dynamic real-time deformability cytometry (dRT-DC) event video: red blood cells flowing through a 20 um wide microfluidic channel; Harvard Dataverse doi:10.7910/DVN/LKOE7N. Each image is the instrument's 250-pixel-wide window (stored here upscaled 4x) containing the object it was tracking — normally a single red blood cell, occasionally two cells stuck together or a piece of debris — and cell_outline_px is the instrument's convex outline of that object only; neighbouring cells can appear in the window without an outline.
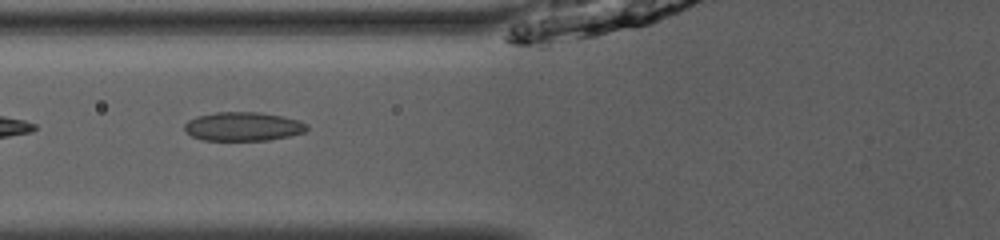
{"species": "common noctule bat (a hibernating species)", "species_latin": "Nyctalus noctula", "temperature_condition": "room temperature", "stored_images_in_passage": 28, "camera_frame_rate_fps": 3000, "um_per_image_px": 0.085, "animal": {"sex": "male", "body_mass_g": 13.0, "forearm_length_mm": 53.1}, "frame": {"image": 1, "passage_image": 9, "time_ms": 2.667, "image_size_px": [1000, 240], "cell_outline_px": [[308, 128], [304, 132], [288, 136], [268, 140], [204, 140], [192, 136], [184, 128], [184, 124], [188, 120], [196, 116], [216, 112], [260, 112], [300, 120], [308, 124]], "centroid_in_image_um": [20.67, 10.74], "position_along_channel_um": 105.1, "area_um2": 20.52}}
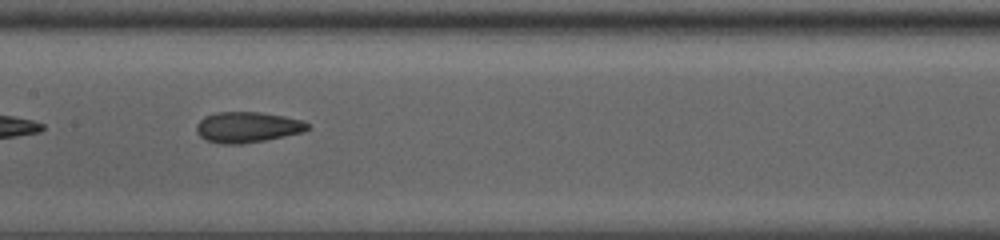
{"frame": {"image": 2, "passage_image": 15, "time_ms": 4.667, "image_size_px": [1000, 240], "cell_outline_px": [[308, 128], [304, 132], [264, 140], [240, 144], [220, 144], [208, 140], [200, 136], [196, 132], [196, 124], [204, 116], [216, 112], [260, 112], [284, 116], [300, 120], [308, 124]], "centroid_in_image_um": [20.99, 10.8], "position_along_channel_um": 186.4, "area_um2": 19.77}}
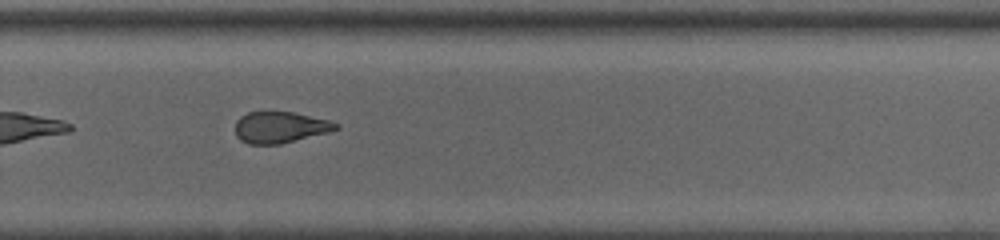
{"frame": {"image": 3, "passage_image": 24, "time_ms": 7.667, "image_size_px": [1000, 240], "cell_outline_px": [[340, 128], [328, 132], [280, 144], [248, 144], [240, 140], [236, 136], [236, 120], [240, 116], [248, 112], [292, 112], [328, 120], [340, 124]], "centroid_in_image_um": [23.79, 10.82], "position_along_channel_um": 306.0, "area_um2": 18.26}}